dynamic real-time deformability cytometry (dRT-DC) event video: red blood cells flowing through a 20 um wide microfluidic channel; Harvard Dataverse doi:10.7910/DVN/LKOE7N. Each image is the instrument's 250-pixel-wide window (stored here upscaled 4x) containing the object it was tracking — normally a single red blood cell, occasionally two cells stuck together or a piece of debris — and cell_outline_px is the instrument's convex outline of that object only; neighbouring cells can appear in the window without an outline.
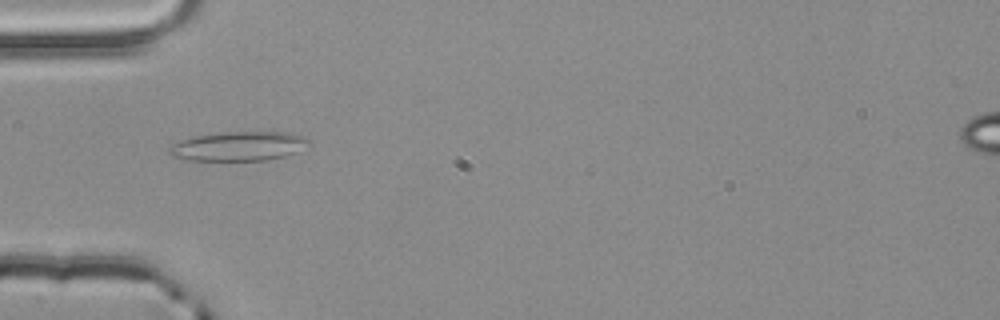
{"species": "common noctule bat (a hibernating species)", "species_latin": "Nyctalus noctula", "temperature_condition": "room temperature", "stored_images_in_passage": 2, "camera_frame_rate_fps": 3000, "um_per_image_px": 0.085, "animal": {"sex": "male", "body_mass_g": 20.4}, "frame": {"image": 1, "passage_image": 2, "time_ms": 0.333, "image_size_px": [1000, 320], "cell_outline_px": [[312, 144], [296, 152], [284, 156], [268, 160], [188, 160], [172, 156], [168, 152], [168, 148], [180, 140], [196, 136], [228, 132], [292, 132], [304, 136]], "centroid_in_image_um": [20.33, 12.42], "position_along_channel_um": 64.7, "area_um2": 23.76}}